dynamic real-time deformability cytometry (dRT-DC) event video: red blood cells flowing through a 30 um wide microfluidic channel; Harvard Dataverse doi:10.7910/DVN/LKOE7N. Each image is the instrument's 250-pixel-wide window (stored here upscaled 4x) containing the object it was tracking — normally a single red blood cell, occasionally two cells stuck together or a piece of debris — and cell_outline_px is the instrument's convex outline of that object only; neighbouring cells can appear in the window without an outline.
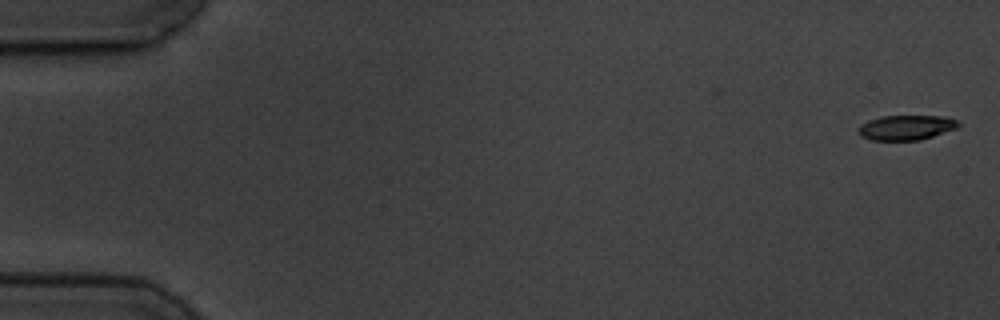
{"species": "common noctule bat (a hibernating species)", "species_latin": "Nyctalus noctula", "temperature_condition": "cold", "stored_images_in_passage": 9, "camera_frame_rate_fps": 3000, "um_per_image_px": 0.085, "animal": {"sex": "male", "body_mass_g": 19.5, "forearm_length_mm": 54.6}, "frame": {"image": 1, "passage_image": 1, "time_ms": 0.0, "image_size_px": [1000, 320], "cell_outline_px": [[960, 124], [956, 128], [920, 140], [872, 140], [860, 136], [856, 128], [860, 124], [868, 120], [880, 116], [944, 116], [956, 120]], "centroid_in_image_um": [76.96, 10.83], "position_along_channel_um": 8.0, "area_um2": 14.51}}
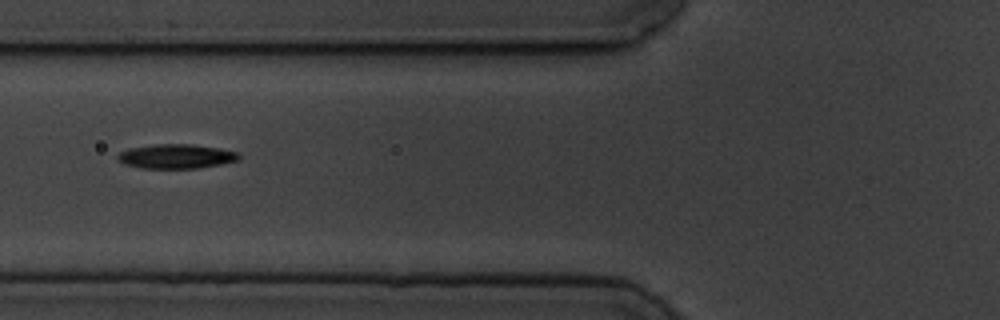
{"frame": {"image": 2, "passage_image": 7, "time_ms": 7.0, "image_size_px": [1000, 320], "cell_outline_px": [[240, 160], [200, 168], [140, 168], [124, 164], [116, 160], [116, 156], [120, 152], [128, 148], [156, 144], [192, 144], [220, 148], [240, 152]], "centroid_in_image_um": [14.98, 13.28], "position_along_channel_um": 110.8, "area_um2": 17.46}}
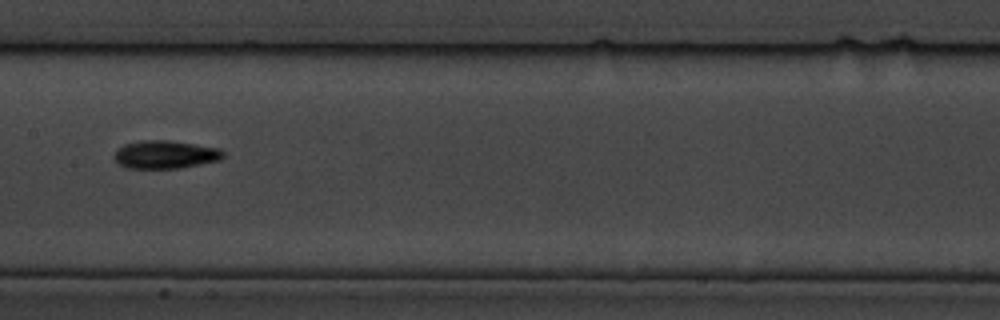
{"frame": {"image": 3, "passage_image": 9, "time_ms": 9.333, "image_size_px": [1000, 320], "cell_outline_px": [[224, 156], [220, 160], [180, 168], [128, 168], [120, 164], [112, 156], [116, 148], [124, 144], [140, 140], [168, 140], [220, 148], [224, 152]], "centroid_in_image_um": [14.02, 13.13], "position_along_channel_um": 193.4, "area_um2": 17.92}}